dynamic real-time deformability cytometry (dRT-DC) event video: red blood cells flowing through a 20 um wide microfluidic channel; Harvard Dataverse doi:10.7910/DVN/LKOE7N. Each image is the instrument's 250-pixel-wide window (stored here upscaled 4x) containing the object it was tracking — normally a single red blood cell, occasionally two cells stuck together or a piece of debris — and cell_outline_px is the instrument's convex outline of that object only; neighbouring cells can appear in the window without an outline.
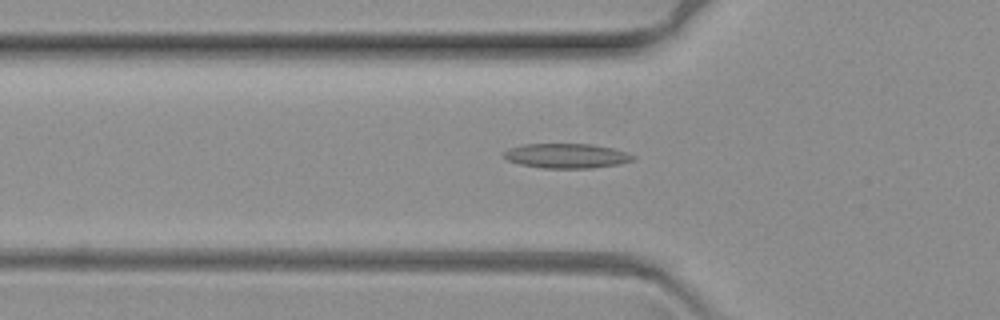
{"species": "common noctule bat (a hibernating species)", "species_latin": "Nyctalus noctula", "temperature_condition": "warm", "stored_images_in_passage": 57, "camera_frame_rate_fps": 3000, "um_per_image_px": 0.085, "animal": {"sex": "female", "body_mass_g": 19.3, "forearm_length_mm": 54.1}, "frame": {"image": 1, "passage_image": 14, "time_ms": 4.333, "image_size_px": [1000, 320], "cell_outline_px": [[636, 160], [620, 164], [592, 168], [544, 168], [520, 164], [508, 160], [504, 156], [504, 152], [508, 148], [524, 144], [592, 144], [612, 148], [636, 156]], "centroid_in_image_um": [48.18, 13.25], "position_along_channel_um": 77.6, "area_um2": 18.55}}
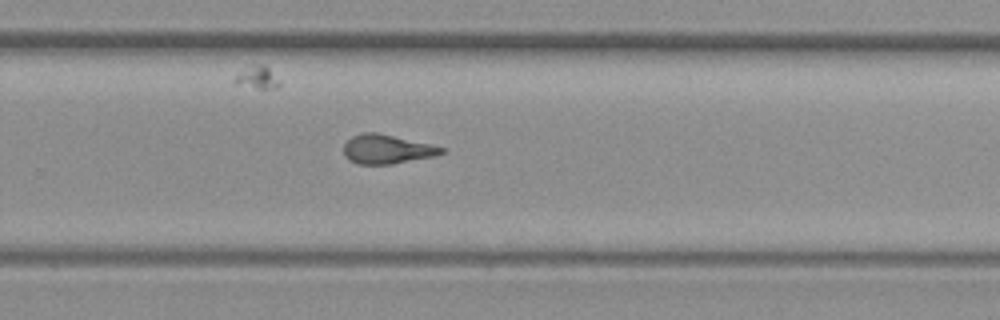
{"frame": {"image": 2, "passage_image": 35, "time_ms": 11.333, "image_size_px": [1000, 320], "cell_outline_px": [[448, 152], [436, 156], [392, 164], [356, 164], [348, 160], [344, 156], [344, 144], [352, 136], [364, 132], [376, 132], [448, 148]], "centroid_in_image_um": [32.92, 12.69], "position_along_channel_um": 296.9, "area_um2": 16.82}}
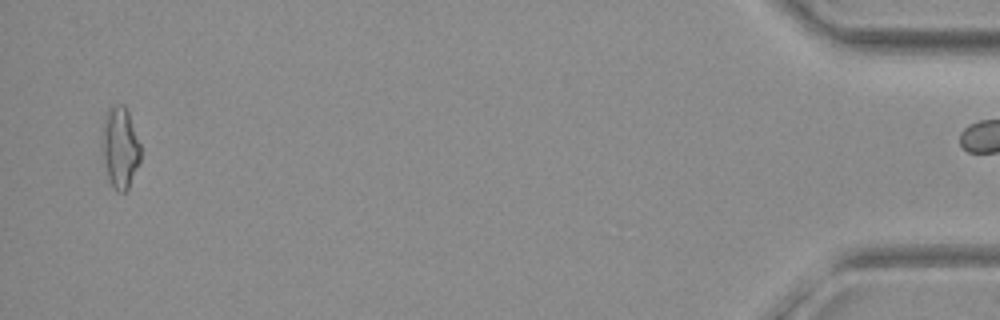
{"frame": {"image": 3, "passage_image": 56, "time_ms": 18.333, "image_size_px": [1000, 320], "cell_outline_px": [[140, 160], [128, 188], [124, 192], [116, 192], [108, 180], [100, 148], [104, 120], [108, 112], [116, 104], [124, 104], [128, 112], [140, 144]], "centroid_in_image_um": [10.18, 12.58], "position_along_channel_um": 425.0, "area_um2": 18.21}}